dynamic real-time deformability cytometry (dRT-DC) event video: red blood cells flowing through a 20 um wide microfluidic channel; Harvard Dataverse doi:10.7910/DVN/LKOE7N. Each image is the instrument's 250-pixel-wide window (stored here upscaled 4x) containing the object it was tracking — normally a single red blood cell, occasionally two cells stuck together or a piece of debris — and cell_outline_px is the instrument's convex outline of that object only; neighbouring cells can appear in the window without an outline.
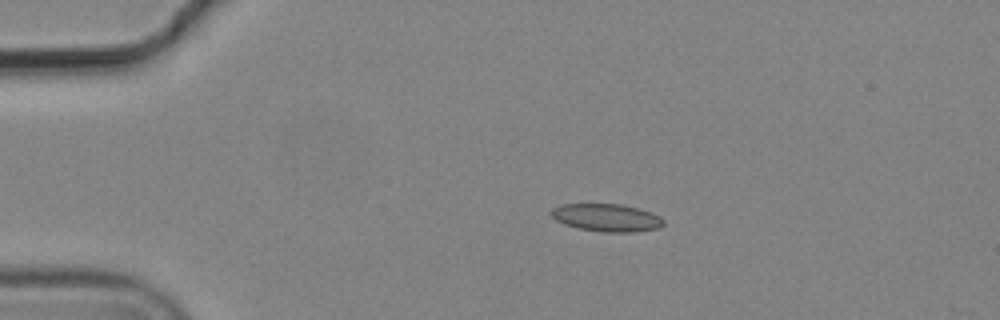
{"species": "common noctule bat (a hibernating species)", "species_latin": "Nyctalus noctula", "temperature_condition": "cold", "stored_images_in_passage": 5, "camera_frame_rate_fps": 3000, "um_per_image_px": 0.085, "animal": {"sex": "male", "body_mass_g": 19.2, "forearm_length_mm": 51.8}, "frame": {"image": 1, "passage_image": 3, "time_ms": 0.667, "image_size_px": [1000, 320], "cell_outline_px": [[664, 224], [660, 228], [636, 232], [604, 232], [580, 228], [564, 224], [556, 220], [548, 212], [552, 208], [560, 204], [624, 204], [652, 212], [660, 216], [664, 220]], "centroid_in_image_um": [51.58, 18.49], "position_along_channel_um": 33.4, "area_um2": 18.32}}
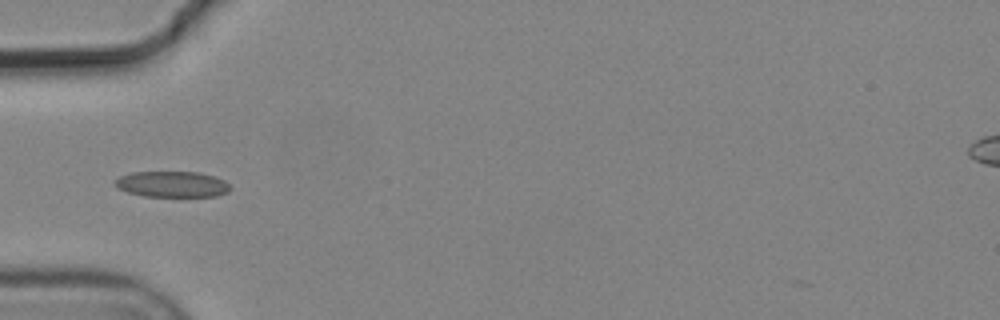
{"frame": {"image": 2, "passage_image": 5, "time_ms": 1.333, "image_size_px": [1000, 320], "cell_outline_px": [[232, 188], [228, 192], [216, 196], [144, 196], [128, 192], [116, 188], [112, 184], [112, 180], [120, 176], [132, 172], [200, 172], [216, 176], [224, 180]], "centroid_in_image_um": [14.6, 15.65], "position_along_channel_um": 70.4, "area_um2": 17.63}}